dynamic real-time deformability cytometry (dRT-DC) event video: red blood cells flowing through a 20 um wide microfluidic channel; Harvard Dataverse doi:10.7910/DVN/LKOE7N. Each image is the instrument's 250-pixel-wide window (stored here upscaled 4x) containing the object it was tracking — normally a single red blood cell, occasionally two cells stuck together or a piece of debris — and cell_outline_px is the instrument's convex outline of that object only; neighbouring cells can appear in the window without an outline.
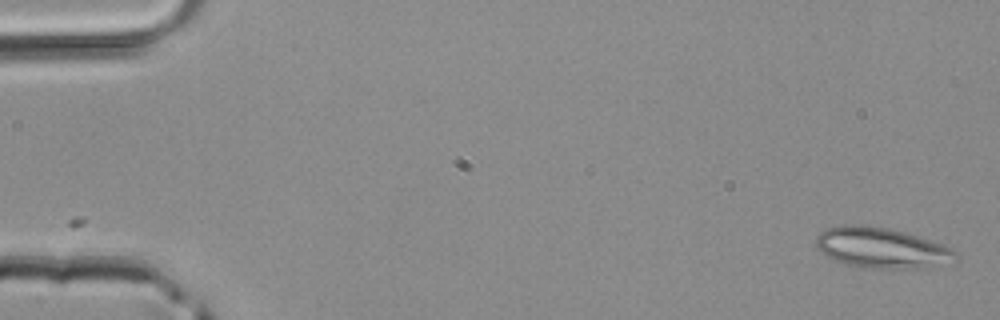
{"species": "common noctule bat (a hibernating species)", "species_latin": "Nyctalus noctula", "temperature_condition": "room temperature", "stored_images_in_passage": 5, "camera_frame_rate_fps": 3000, "um_per_image_px": 0.085, "animal": {"sex": "male", "body_mass_g": 20.4}, "frame": {"image": 1, "passage_image": 1, "time_ms": 0.0, "image_size_px": [1000, 320], "cell_outline_px": [[956, 256], [928, 268], [864, 268], [844, 264], [824, 256], [816, 244], [816, 236], [820, 232], [828, 228], [844, 224], [864, 224], [888, 228], [904, 232], [944, 244], [952, 248], [956, 252]], "centroid_in_image_um": [74.84, 21.05], "position_along_channel_um": 10.2, "area_um2": 32.83}}